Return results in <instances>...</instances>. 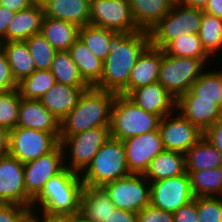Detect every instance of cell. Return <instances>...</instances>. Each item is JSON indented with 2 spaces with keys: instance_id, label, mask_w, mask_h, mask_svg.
Returning <instances> with one entry per match:
<instances>
[{
  "instance_id": "cell-46",
  "label": "cell",
  "mask_w": 222,
  "mask_h": 222,
  "mask_svg": "<svg viewBox=\"0 0 222 222\" xmlns=\"http://www.w3.org/2000/svg\"><path fill=\"white\" fill-rule=\"evenodd\" d=\"M37 214H39V216ZM31 221L32 222H75V213L73 214H48V213L32 212Z\"/></svg>"
},
{
  "instance_id": "cell-22",
  "label": "cell",
  "mask_w": 222,
  "mask_h": 222,
  "mask_svg": "<svg viewBox=\"0 0 222 222\" xmlns=\"http://www.w3.org/2000/svg\"><path fill=\"white\" fill-rule=\"evenodd\" d=\"M116 209L102 187L84 185L81 193L80 215L90 222H104Z\"/></svg>"
},
{
  "instance_id": "cell-7",
  "label": "cell",
  "mask_w": 222,
  "mask_h": 222,
  "mask_svg": "<svg viewBox=\"0 0 222 222\" xmlns=\"http://www.w3.org/2000/svg\"><path fill=\"white\" fill-rule=\"evenodd\" d=\"M211 60L175 57L164 53L160 64L158 82L176 99L187 93L193 83L206 71ZM208 62V63H207Z\"/></svg>"
},
{
  "instance_id": "cell-54",
  "label": "cell",
  "mask_w": 222,
  "mask_h": 222,
  "mask_svg": "<svg viewBox=\"0 0 222 222\" xmlns=\"http://www.w3.org/2000/svg\"><path fill=\"white\" fill-rule=\"evenodd\" d=\"M75 222H90L86 220L80 213H75Z\"/></svg>"
},
{
  "instance_id": "cell-53",
  "label": "cell",
  "mask_w": 222,
  "mask_h": 222,
  "mask_svg": "<svg viewBox=\"0 0 222 222\" xmlns=\"http://www.w3.org/2000/svg\"><path fill=\"white\" fill-rule=\"evenodd\" d=\"M32 5L44 6L48 0H30Z\"/></svg>"
},
{
  "instance_id": "cell-38",
  "label": "cell",
  "mask_w": 222,
  "mask_h": 222,
  "mask_svg": "<svg viewBox=\"0 0 222 222\" xmlns=\"http://www.w3.org/2000/svg\"><path fill=\"white\" fill-rule=\"evenodd\" d=\"M36 70H50L56 50L41 34L32 35L25 40Z\"/></svg>"
},
{
  "instance_id": "cell-12",
  "label": "cell",
  "mask_w": 222,
  "mask_h": 222,
  "mask_svg": "<svg viewBox=\"0 0 222 222\" xmlns=\"http://www.w3.org/2000/svg\"><path fill=\"white\" fill-rule=\"evenodd\" d=\"M194 198L187 172L150 182V204L164 211L174 213Z\"/></svg>"
},
{
  "instance_id": "cell-48",
  "label": "cell",
  "mask_w": 222,
  "mask_h": 222,
  "mask_svg": "<svg viewBox=\"0 0 222 222\" xmlns=\"http://www.w3.org/2000/svg\"><path fill=\"white\" fill-rule=\"evenodd\" d=\"M15 13L0 5V43L7 41V28Z\"/></svg>"
},
{
  "instance_id": "cell-27",
  "label": "cell",
  "mask_w": 222,
  "mask_h": 222,
  "mask_svg": "<svg viewBox=\"0 0 222 222\" xmlns=\"http://www.w3.org/2000/svg\"><path fill=\"white\" fill-rule=\"evenodd\" d=\"M79 28L74 23L44 16L40 33L56 51H66L79 38Z\"/></svg>"
},
{
  "instance_id": "cell-30",
  "label": "cell",
  "mask_w": 222,
  "mask_h": 222,
  "mask_svg": "<svg viewBox=\"0 0 222 222\" xmlns=\"http://www.w3.org/2000/svg\"><path fill=\"white\" fill-rule=\"evenodd\" d=\"M12 74L17 83L30 76L35 70L33 58L25 41H6L0 43Z\"/></svg>"
},
{
  "instance_id": "cell-32",
  "label": "cell",
  "mask_w": 222,
  "mask_h": 222,
  "mask_svg": "<svg viewBox=\"0 0 222 222\" xmlns=\"http://www.w3.org/2000/svg\"><path fill=\"white\" fill-rule=\"evenodd\" d=\"M50 71L58 83L71 87H91L81 76L68 50L56 52Z\"/></svg>"
},
{
  "instance_id": "cell-17",
  "label": "cell",
  "mask_w": 222,
  "mask_h": 222,
  "mask_svg": "<svg viewBox=\"0 0 222 222\" xmlns=\"http://www.w3.org/2000/svg\"><path fill=\"white\" fill-rule=\"evenodd\" d=\"M127 97L143 110L160 118L176 111L177 99L159 82L132 90Z\"/></svg>"
},
{
  "instance_id": "cell-47",
  "label": "cell",
  "mask_w": 222,
  "mask_h": 222,
  "mask_svg": "<svg viewBox=\"0 0 222 222\" xmlns=\"http://www.w3.org/2000/svg\"><path fill=\"white\" fill-rule=\"evenodd\" d=\"M104 222H138L137 212L116 208Z\"/></svg>"
},
{
  "instance_id": "cell-25",
  "label": "cell",
  "mask_w": 222,
  "mask_h": 222,
  "mask_svg": "<svg viewBox=\"0 0 222 222\" xmlns=\"http://www.w3.org/2000/svg\"><path fill=\"white\" fill-rule=\"evenodd\" d=\"M140 30L150 31L173 8L176 0H128Z\"/></svg>"
},
{
  "instance_id": "cell-35",
  "label": "cell",
  "mask_w": 222,
  "mask_h": 222,
  "mask_svg": "<svg viewBox=\"0 0 222 222\" xmlns=\"http://www.w3.org/2000/svg\"><path fill=\"white\" fill-rule=\"evenodd\" d=\"M198 37L206 53L215 57L217 51H222V19L203 12Z\"/></svg>"
},
{
  "instance_id": "cell-8",
  "label": "cell",
  "mask_w": 222,
  "mask_h": 222,
  "mask_svg": "<svg viewBox=\"0 0 222 222\" xmlns=\"http://www.w3.org/2000/svg\"><path fill=\"white\" fill-rule=\"evenodd\" d=\"M110 138V127H97L72 136L59 137L64 151V159L67 156L69 157L67 159H70V162L64 160L65 167L81 174L91 163L101 146ZM67 153L68 155H66Z\"/></svg>"
},
{
  "instance_id": "cell-45",
  "label": "cell",
  "mask_w": 222,
  "mask_h": 222,
  "mask_svg": "<svg viewBox=\"0 0 222 222\" xmlns=\"http://www.w3.org/2000/svg\"><path fill=\"white\" fill-rule=\"evenodd\" d=\"M204 137L222 154V117L204 133Z\"/></svg>"
},
{
  "instance_id": "cell-28",
  "label": "cell",
  "mask_w": 222,
  "mask_h": 222,
  "mask_svg": "<svg viewBox=\"0 0 222 222\" xmlns=\"http://www.w3.org/2000/svg\"><path fill=\"white\" fill-rule=\"evenodd\" d=\"M68 51L83 79L94 87L101 80L103 61L95 56L80 38L71 45Z\"/></svg>"
},
{
  "instance_id": "cell-4",
  "label": "cell",
  "mask_w": 222,
  "mask_h": 222,
  "mask_svg": "<svg viewBox=\"0 0 222 222\" xmlns=\"http://www.w3.org/2000/svg\"><path fill=\"white\" fill-rule=\"evenodd\" d=\"M80 175L83 184L91 187H103L131 175L123 142L111 137Z\"/></svg>"
},
{
  "instance_id": "cell-29",
  "label": "cell",
  "mask_w": 222,
  "mask_h": 222,
  "mask_svg": "<svg viewBox=\"0 0 222 222\" xmlns=\"http://www.w3.org/2000/svg\"><path fill=\"white\" fill-rule=\"evenodd\" d=\"M186 172L222 167V154L204 136L185 153Z\"/></svg>"
},
{
  "instance_id": "cell-41",
  "label": "cell",
  "mask_w": 222,
  "mask_h": 222,
  "mask_svg": "<svg viewBox=\"0 0 222 222\" xmlns=\"http://www.w3.org/2000/svg\"><path fill=\"white\" fill-rule=\"evenodd\" d=\"M32 210L14 203L0 204V222H30Z\"/></svg>"
},
{
  "instance_id": "cell-14",
  "label": "cell",
  "mask_w": 222,
  "mask_h": 222,
  "mask_svg": "<svg viewBox=\"0 0 222 222\" xmlns=\"http://www.w3.org/2000/svg\"><path fill=\"white\" fill-rule=\"evenodd\" d=\"M64 168V151L61 144L52 152L24 163V184L27 195L34 200L46 182Z\"/></svg>"
},
{
  "instance_id": "cell-16",
  "label": "cell",
  "mask_w": 222,
  "mask_h": 222,
  "mask_svg": "<svg viewBox=\"0 0 222 222\" xmlns=\"http://www.w3.org/2000/svg\"><path fill=\"white\" fill-rule=\"evenodd\" d=\"M122 142L131 174H144L150 162L164 151L159 129L127 138Z\"/></svg>"
},
{
  "instance_id": "cell-42",
  "label": "cell",
  "mask_w": 222,
  "mask_h": 222,
  "mask_svg": "<svg viewBox=\"0 0 222 222\" xmlns=\"http://www.w3.org/2000/svg\"><path fill=\"white\" fill-rule=\"evenodd\" d=\"M138 222H174V215L149 204L137 212Z\"/></svg>"
},
{
  "instance_id": "cell-1",
  "label": "cell",
  "mask_w": 222,
  "mask_h": 222,
  "mask_svg": "<svg viewBox=\"0 0 222 222\" xmlns=\"http://www.w3.org/2000/svg\"><path fill=\"white\" fill-rule=\"evenodd\" d=\"M150 44L148 31L116 32L110 39V53L103 61L101 80L94 87L127 96L131 70Z\"/></svg>"
},
{
  "instance_id": "cell-19",
  "label": "cell",
  "mask_w": 222,
  "mask_h": 222,
  "mask_svg": "<svg viewBox=\"0 0 222 222\" xmlns=\"http://www.w3.org/2000/svg\"><path fill=\"white\" fill-rule=\"evenodd\" d=\"M17 127L60 133V120L52 115L40 100L21 98Z\"/></svg>"
},
{
  "instance_id": "cell-37",
  "label": "cell",
  "mask_w": 222,
  "mask_h": 222,
  "mask_svg": "<svg viewBox=\"0 0 222 222\" xmlns=\"http://www.w3.org/2000/svg\"><path fill=\"white\" fill-rule=\"evenodd\" d=\"M55 83L56 79L50 70H35L18 83V90L24 99L39 100Z\"/></svg>"
},
{
  "instance_id": "cell-40",
  "label": "cell",
  "mask_w": 222,
  "mask_h": 222,
  "mask_svg": "<svg viewBox=\"0 0 222 222\" xmlns=\"http://www.w3.org/2000/svg\"><path fill=\"white\" fill-rule=\"evenodd\" d=\"M199 222H222V197H197Z\"/></svg>"
},
{
  "instance_id": "cell-13",
  "label": "cell",
  "mask_w": 222,
  "mask_h": 222,
  "mask_svg": "<svg viewBox=\"0 0 222 222\" xmlns=\"http://www.w3.org/2000/svg\"><path fill=\"white\" fill-rule=\"evenodd\" d=\"M164 150L185 154L204 134L179 111L161 118L159 122Z\"/></svg>"
},
{
  "instance_id": "cell-26",
  "label": "cell",
  "mask_w": 222,
  "mask_h": 222,
  "mask_svg": "<svg viewBox=\"0 0 222 222\" xmlns=\"http://www.w3.org/2000/svg\"><path fill=\"white\" fill-rule=\"evenodd\" d=\"M185 173V154L164 150L150 162L143 175L149 182H153L165 178L180 176Z\"/></svg>"
},
{
  "instance_id": "cell-6",
  "label": "cell",
  "mask_w": 222,
  "mask_h": 222,
  "mask_svg": "<svg viewBox=\"0 0 222 222\" xmlns=\"http://www.w3.org/2000/svg\"><path fill=\"white\" fill-rule=\"evenodd\" d=\"M202 9L189 7L176 1L173 8L150 31L151 45L164 49L173 39L185 34H198Z\"/></svg>"
},
{
  "instance_id": "cell-18",
  "label": "cell",
  "mask_w": 222,
  "mask_h": 222,
  "mask_svg": "<svg viewBox=\"0 0 222 222\" xmlns=\"http://www.w3.org/2000/svg\"><path fill=\"white\" fill-rule=\"evenodd\" d=\"M177 111L203 134L221 118V108L215 101L197 100V96H180L176 102Z\"/></svg>"
},
{
  "instance_id": "cell-36",
  "label": "cell",
  "mask_w": 222,
  "mask_h": 222,
  "mask_svg": "<svg viewBox=\"0 0 222 222\" xmlns=\"http://www.w3.org/2000/svg\"><path fill=\"white\" fill-rule=\"evenodd\" d=\"M164 53L175 57L196 58L210 60V56L203 49L198 34H185L173 39L164 49Z\"/></svg>"
},
{
  "instance_id": "cell-50",
  "label": "cell",
  "mask_w": 222,
  "mask_h": 222,
  "mask_svg": "<svg viewBox=\"0 0 222 222\" xmlns=\"http://www.w3.org/2000/svg\"><path fill=\"white\" fill-rule=\"evenodd\" d=\"M203 11L222 19V0H209Z\"/></svg>"
},
{
  "instance_id": "cell-9",
  "label": "cell",
  "mask_w": 222,
  "mask_h": 222,
  "mask_svg": "<svg viewBox=\"0 0 222 222\" xmlns=\"http://www.w3.org/2000/svg\"><path fill=\"white\" fill-rule=\"evenodd\" d=\"M60 133L16 127L9 131L8 154L22 163L52 152L59 144Z\"/></svg>"
},
{
  "instance_id": "cell-24",
  "label": "cell",
  "mask_w": 222,
  "mask_h": 222,
  "mask_svg": "<svg viewBox=\"0 0 222 222\" xmlns=\"http://www.w3.org/2000/svg\"><path fill=\"white\" fill-rule=\"evenodd\" d=\"M44 8L32 5L15 13L7 28V41H25L41 32Z\"/></svg>"
},
{
  "instance_id": "cell-49",
  "label": "cell",
  "mask_w": 222,
  "mask_h": 222,
  "mask_svg": "<svg viewBox=\"0 0 222 222\" xmlns=\"http://www.w3.org/2000/svg\"><path fill=\"white\" fill-rule=\"evenodd\" d=\"M0 5L13 12H19L32 6L30 0H0Z\"/></svg>"
},
{
  "instance_id": "cell-51",
  "label": "cell",
  "mask_w": 222,
  "mask_h": 222,
  "mask_svg": "<svg viewBox=\"0 0 222 222\" xmlns=\"http://www.w3.org/2000/svg\"><path fill=\"white\" fill-rule=\"evenodd\" d=\"M9 152V131L0 127V157Z\"/></svg>"
},
{
  "instance_id": "cell-10",
  "label": "cell",
  "mask_w": 222,
  "mask_h": 222,
  "mask_svg": "<svg viewBox=\"0 0 222 222\" xmlns=\"http://www.w3.org/2000/svg\"><path fill=\"white\" fill-rule=\"evenodd\" d=\"M102 188L118 209L139 212L150 204V182L143 174H131Z\"/></svg>"
},
{
  "instance_id": "cell-2",
  "label": "cell",
  "mask_w": 222,
  "mask_h": 222,
  "mask_svg": "<svg viewBox=\"0 0 222 222\" xmlns=\"http://www.w3.org/2000/svg\"><path fill=\"white\" fill-rule=\"evenodd\" d=\"M117 94L91 86L60 121V136L68 137L97 127H110L111 108Z\"/></svg>"
},
{
  "instance_id": "cell-5",
  "label": "cell",
  "mask_w": 222,
  "mask_h": 222,
  "mask_svg": "<svg viewBox=\"0 0 222 222\" xmlns=\"http://www.w3.org/2000/svg\"><path fill=\"white\" fill-rule=\"evenodd\" d=\"M161 118L137 106L127 96L117 94L111 108V137L124 141L159 129Z\"/></svg>"
},
{
  "instance_id": "cell-20",
  "label": "cell",
  "mask_w": 222,
  "mask_h": 222,
  "mask_svg": "<svg viewBox=\"0 0 222 222\" xmlns=\"http://www.w3.org/2000/svg\"><path fill=\"white\" fill-rule=\"evenodd\" d=\"M162 49L151 44L138 57L135 66L131 70L127 84V95L135 89L158 82Z\"/></svg>"
},
{
  "instance_id": "cell-21",
  "label": "cell",
  "mask_w": 222,
  "mask_h": 222,
  "mask_svg": "<svg viewBox=\"0 0 222 222\" xmlns=\"http://www.w3.org/2000/svg\"><path fill=\"white\" fill-rule=\"evenodd\" d=\"M56 82L39 100L58 120H62L76 105L84 90Z\"/></svg>"
},
{
  "instance_id": "cell-34",
  "label": "cell",
  "mask_w": 222,
  "mask_h": 222,
  "mask_svg": "<svg viewBox=\"0 0 222 222\" xmlns=\"http://www.w3.org/2000/svg\"><path fill=\"white\" fill-rule=\"evenodd\" d=\"M115 33L113 30L92 24H87L79 28V38L89 50L102 61H104L110 53V39Z\"/></svg>"
},
{
  "instance_id": "cell-43",
  "label": "cell",
  "mask_w": 222,
  "mask_h": 222,
  "mask_svg": "<svg viewBox=\"0 0 222 222\" xmlns=\"http://www.w3.org/2000/svg\"><path fill=\"white\" fill-rule=\"evenodd\" d=\"M18 88V83L12 74L7 57L0 46V91H11Z\"/></svg>"
},
{
  "instance_id": "cell-39",
  "label": "cell",
  "mask_w": 222,
  "mask_h": 222,
  "mask_svg": "<svg viewBox=\"0 0 222 222\" xmlns=\"http://www.w3.org/2000/svg\"><path fill=\"white\" fill-rule=\"evenodd\" d=\"M21 98L18 88L0 91V127L8 131L17 127Z\"/></svg>"
},
{
  "instance_id": "cell-11",
  "label": "cell",
  "mask_w": 222,
  "mask_h": 222,
  "mask_svg": "<svg viewBox=\"0 0 222 222\" xmlns=\"http://www.w3.org/2000/svg\"><path fill=\"white\" fill-rule=\"evenodd\" d=\"M89 24L115 32L140 31L132 17L128 0H90Z\"/></svg>"
},
{
  "instance_id": "cell-23",
  "label": "cell",
  "mask_w": 222,
  "mask_h": 222,
  "mask_svg": "<svg viewBox=\"0 0 222 222\" xmlns=\"http://www.w3.org/2000/svg\"><path fill=\"white\" fill-rule=\"evenodd\" d=\"M43 8L46 17L74 23L78 27L89 24L90 0H48Z\"/></svg>"
},
{
  "instance_id": "cell-15",
  "label": "cell",
  "mask_w": 222,
  "mask_h": 222,
  "mask_svg": "<svg viewBox=\"0 0 222 222\" xmlns=\"http://www.w3.org/2000/svg\"><path fill=\"white\" fill-rule=\"evenodd\" d=\"M0 202L24 205L31 209L33 200L24 184V163L7 154L0 157Z\"/></svg>"
},
{
  "instance_id": "cell-33",
  "label": "cell",
  "mask_w": 222,
  "mask_h": 222,
  "mask_svg": "<svg viewBox=\"0 0 222 222\" xmlns=\"http://www.w3.org/2000/svg\"><path fill=\"white\" fill-rule=\"evenodd\" d=\"M189 176L194 197H222V167L194 171Z\"/></svg>"
},
{
  "instance_id": "cell-31",
  "label": "cell",
  "mask_w": 222,
  "mask_h": 222,
  "mask_svg": "<svg viewBox=\"0 0 222 222\" xmlns=\"http://www.w3.org/2000/svg\"><path fill=\"white\" fill-rule=\"evenodd\" d=\"M181 96H197V100L215 101L222 108V70H207Z\"/></svg>"
},
{
  "instance_id": "cell-3",
  "label": "cell",
  "mask_w": 222,
  "mask_h": 222,
  "mask_svg": "<svg viewBox=\"0 0 222 222\" xmlns=\"http://www.w3.org/2000/svg\"><path fill=\"white\" fill-rule=\"evenodd\" d=\"M83 187L80 173L65 167L46 182L41 193L33 200L31 210L48 214L80 213Z\"/></svg>"
},
{
  "instance_id": "cell-52",
  "label": "cell",
  "mask_w": 222,
  "mask_h": 222,
  "mask_svg": "<svg viewBox=\"0 0 222 222\" xmlns=\"http://www.w3.org/2000/svg\"><path fill=\"white\" fill-rule=\"evenodd\" d=\"M186 6L204 10L209 0H179Z\"/></svg>"
},
{
  "instance_id": "cell-44",
  "label": "cell",
  "mask_w": 222,
  "mask_h": 222,
  "mask_svg": "<svg viewBox=\"0 0 222 222\" xmlns=\"http://www.w3.org/2000/svg\"><path fill=\"white\" fill-rule=\"evenodd\" d=\"M174 222H199L197 213V197L180 207L173 213Z\"/></svg>"
}]
</instances>
